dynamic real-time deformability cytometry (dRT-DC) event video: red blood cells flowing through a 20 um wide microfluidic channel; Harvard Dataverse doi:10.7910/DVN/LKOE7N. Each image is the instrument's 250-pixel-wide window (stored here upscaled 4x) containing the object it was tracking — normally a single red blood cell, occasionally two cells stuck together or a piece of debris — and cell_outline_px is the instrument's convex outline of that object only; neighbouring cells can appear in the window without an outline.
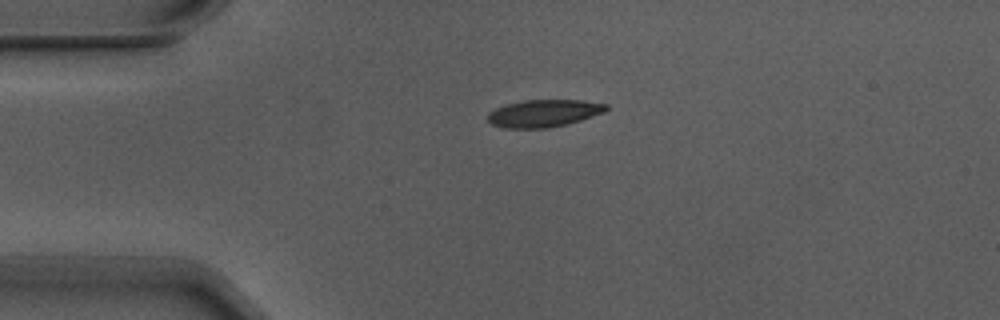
{"species": "Egyptian fruit bat (a non-hibernating species)", "species_latin": "Rousettus aegyptiacus", "temperature_condition": "warm", "stored_images_in_passage": 1, "camera_frame_rate_fps": 3000, "um_per_image_px": 0.085, "animal": {"sex": "male"}, "frame": {"image": 1, "passage_image": 1, "time_ms": 0.0, "image_size_px": [1000, 320], "cell_outline_px": [[608, 108], [604, 112], [580, 120], [548, 128], [504, 128], [492, 124], [488, 120], [488, 112], [496, 108], [508, 104], [524, 100], [580, 100], [608, 104]], "centroid_in_image_um": [46.21, 9.62], "position_along_channel_um": 38.8, "area_um2": 18.67}}